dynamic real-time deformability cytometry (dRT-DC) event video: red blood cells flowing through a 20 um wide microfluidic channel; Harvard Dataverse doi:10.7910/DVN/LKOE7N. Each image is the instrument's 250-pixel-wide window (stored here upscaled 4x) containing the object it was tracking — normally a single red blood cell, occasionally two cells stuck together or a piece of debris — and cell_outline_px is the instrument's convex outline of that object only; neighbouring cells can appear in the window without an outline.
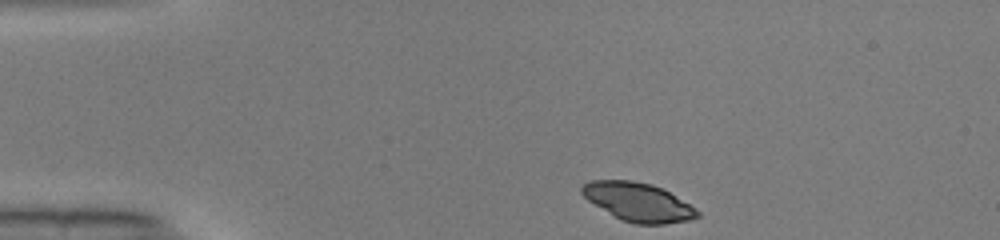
{"species": "common noctule bat (a hibernating species)", "species_latin": "Nyctalus noctula", "temperature_condition": "warm", "stored_images_in_passage": 42, "camera_frame_rate_fps": 3000, "um_per_image_px": 0.085, "animal": {"sex": "male", "body_mass_g": 19.0, "forearm_length_mm": 50.8}, "frame": {"image": 1, "passage_image": 1, "time_ms": 0.0, "image_size_px": [1000, 240], "cell_outline_px": [[700, 216], [688, 220], [664, 224], [636, 224], [620, 220], [588, 200], [580, 192], [580, 188], [584, 184], [592, 180], [632, 180], [652, 184], [668, 192], [688, 204], [700, 212]], "centroid_in_image_um": [54.21, 17.17], "position_along_channel_um": 30.8, "area_um2": 25.66}}
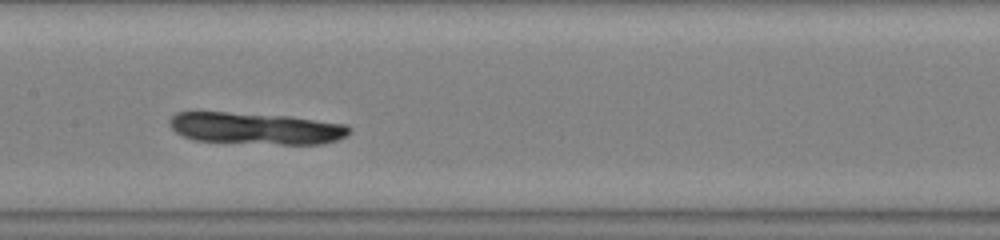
{"frame": {"image": 2, "passage_image": 17, "time_ms": 5.333, "image_size_px": [1000, 240], "cell_outline_px": [[352, 128], [348, 136], [336, 140], [320, 144], [280, 144], [192, 140], [176, 132], [172, 128], [168, 120], [176, 112], [224, 112], [288, 116], [348, 124]], "centroid_in_image_um": [21.78, 10.91], "position_along_channel_um": 185.6, "area_um2": 33.23}}
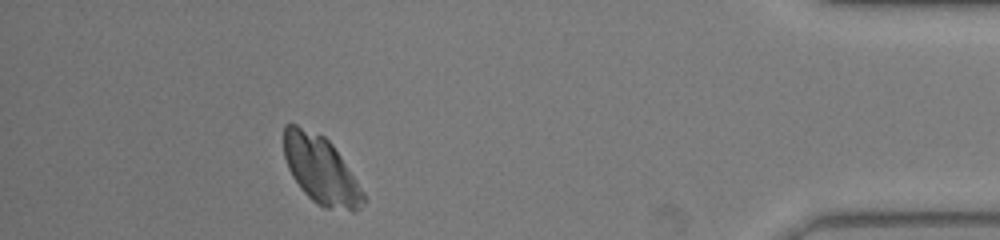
{"frame": {"image": 3, "passage_image": 37, "time_ms": 12.0, "image_size_px": [1000, 240], "cell_outline_px": [[364, 204], [356, 212], [352, 212], [324, 208], [316, 204], [300, 188], [292, 176], [288, 168], [284, 156], [284, 124], [296, 124], [324, 136], [332, 144], [364, 192]], "centroid_in_image_um": [27.26, 14.48], "position_along_channel_um": 407.9, "area_um2": 31.39}}